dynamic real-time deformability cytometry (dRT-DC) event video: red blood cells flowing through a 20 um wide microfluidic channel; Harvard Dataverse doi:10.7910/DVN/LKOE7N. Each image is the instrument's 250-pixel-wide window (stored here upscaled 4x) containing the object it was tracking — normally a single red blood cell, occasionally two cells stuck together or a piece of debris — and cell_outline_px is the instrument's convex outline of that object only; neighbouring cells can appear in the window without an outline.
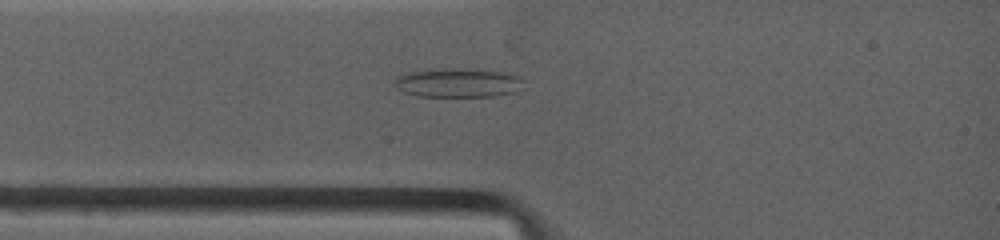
{"species": "common noctule bat (a hibernating species)", "species_latin": "Nyctalus noctula", "temperature_condition": "warm", "stored_images_in_passage": 3, "camera_frame_rate_fps": 4500, "um_per_image_px": 0.085, "animal": {"sex": "female", "body_mass_g": 19.0, "forearm_length_mm": 53.3}, "frame": {"image": 1, "passage_image": 3, "time_ms": 1.778, "image_size_px": [1000, 240], "cell_outline_px": [[520, 80], [512, 92], [492, 96], [420, 96], [404, 92], [396, 88], [392, 84], [400, 76], [408, 72], [452, 68], [460, 68], [500, 72], [516, 76]], "centroid_in_image_um": [38.79, 7.04], "position_along_channel_um": 46.2, "area_um2": 20.92}}